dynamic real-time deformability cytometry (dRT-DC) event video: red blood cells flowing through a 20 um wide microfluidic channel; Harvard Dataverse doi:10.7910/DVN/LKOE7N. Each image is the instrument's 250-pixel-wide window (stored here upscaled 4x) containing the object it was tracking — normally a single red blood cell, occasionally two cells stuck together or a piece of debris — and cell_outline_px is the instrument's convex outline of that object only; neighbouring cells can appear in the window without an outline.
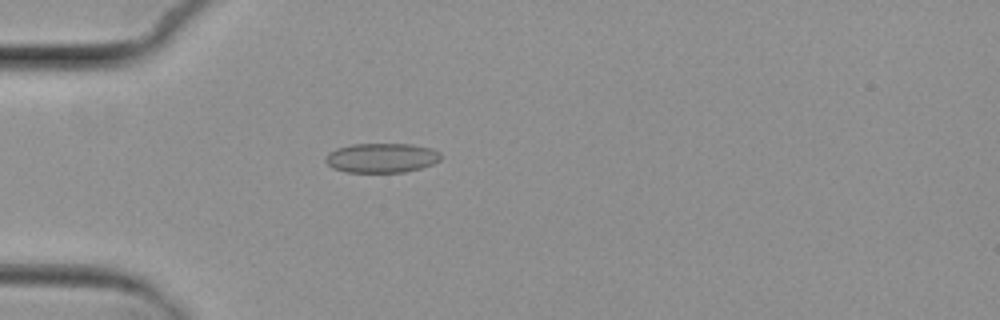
{"species": "common noctule bat (a hibernating species)", "species_latin": "Nyctalus noctula", "temperature_condition": "cold", "stored_images_in_passage": 2, "camera_frame_rate_fps": 3000, "um_per_image_px": 0.085, "animal": {"sex": "female", "body_mass_g": 29.2, "forearm_length_mm": 56.3}, "frame": {"image": 1, "passage_image": 2, "time_ms": 1.0, "image_size_px": [1000, 320], "cell_outline_px": [[444, 156], [440, 160], [432, 164], [420, 168], [404, 172], [344, 172], [332, 168], [324, 160], [336, 148], [352, 144], [412, 144], [432, 148], [440, 152]], "centroid_in_image_um": [32.48, 13.42], "position_along_channel_um": 52.5, "area_um2": 19.88}}